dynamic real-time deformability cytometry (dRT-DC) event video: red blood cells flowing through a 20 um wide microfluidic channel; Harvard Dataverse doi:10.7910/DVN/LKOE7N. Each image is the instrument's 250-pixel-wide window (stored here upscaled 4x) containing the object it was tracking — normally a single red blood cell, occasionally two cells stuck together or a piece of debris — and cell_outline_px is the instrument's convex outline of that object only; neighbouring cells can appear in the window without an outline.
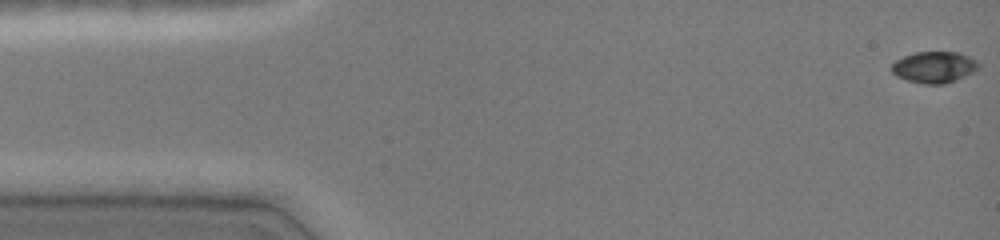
{"species": "common noctule bat (a hibernating species)", "species_latin": "Nyctalus noctula", "temperature_condition": "cold", "stored_images_in_passage": 47, "camera_frame_rate_fps": 3000, "um_per_image_px": 0.085, "animal": {"sex": "female", "body_mass_g": 19.0, "forearm_length_mm": 51.5}, "frame": {"image": 1, "passage_image": 1, "time_ms": 0.0, "image_size_px": [1000, 240], "cell_outline_px": [[980, 68], [956, 80], [944, 84], [924, 84], [908, 80], [896, 76], [888, 68], [896, 60], [904, 56], [916, 52], [960, 52], [976, 60], [980, 64]], "centroid_in_image_um": [79.4, 5.7], "position_along_channel_um": 5.6, "area_um2": 15.95}}
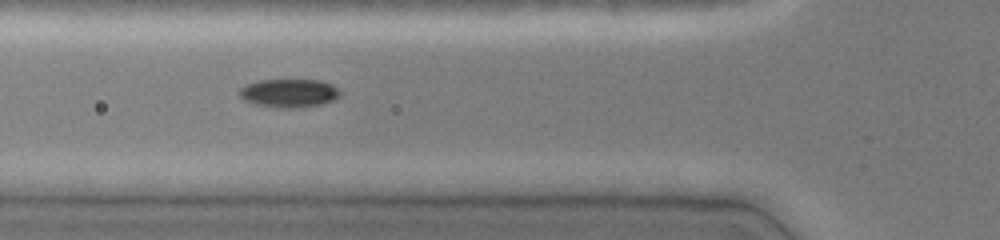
{"frame": {"image": 2, "passage_image": 17, "time_ms": 5.333, "image_size_px": [1000, 240], "cell_outline_px": [[344, 92], [340, 96], [332, 100], [320, 104], [296, 108], [280, 108], [256, 104], [244, 100], [236, 92], [244, 84], [260, 80], [320, 80], [332, 84]], "centroid_in_image_um": [24.56, 7.9], "position_along_channel_um": 101.2, "area_um2": 16.88}}
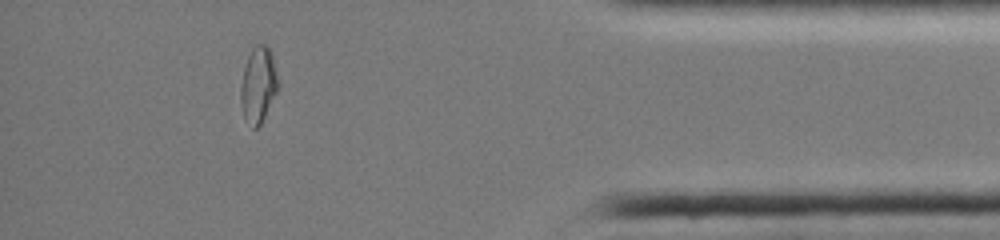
{"frame": {"image": 3, "passage_image": 42, "time_ms": 13.667, "image_size_px": [1000, 240], "cell_outline_px": [[276, 92], [260, 124], [256, 128], [252, 128], [244, 116], [240, 104], [240, 88], [244, 68], [248, 56], [252, 48], [256, 44], [264, 44], [272, 52], [276, 76]], "centroid_in_image_um": [21.91, 7.19], "position_along_channel_um": 413.3, "area_um2": 16.01}, "authors_computed_cell_mechanics": {"area_um2": 16.3574, "velocity_mm_per_s": 4.091, "shape_relaxation_time_tau1_ms": 5.6996, "shape_relaxation_time_tau2_ms": null, "deformation_change_tau1": 0.1851, "deformation_change_tau2": null}}